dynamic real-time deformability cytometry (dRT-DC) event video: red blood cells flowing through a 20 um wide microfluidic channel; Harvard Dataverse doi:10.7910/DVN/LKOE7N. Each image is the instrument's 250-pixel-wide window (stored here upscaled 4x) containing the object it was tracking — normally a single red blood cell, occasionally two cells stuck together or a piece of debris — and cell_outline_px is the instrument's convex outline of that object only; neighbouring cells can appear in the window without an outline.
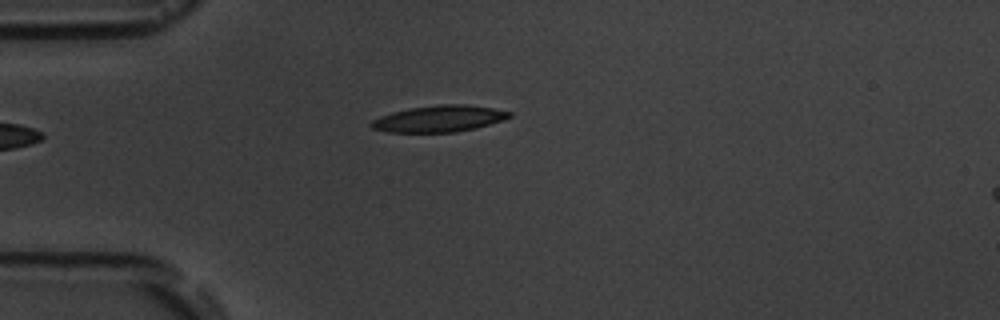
{"species": "common noctule bat (a hibernating species)", "species_latin": "Nyctalus noctula", "temperature_condition": "room temperature", "stored_images_in_passage": 5, "camera_frame_rate_fps": 3000, "um_per_image_px": 0.085, "animal": {"sex": "male", "body_mass_g": 19.5, "forearm_length_mm": 54.6}, "frame": {"image": 1, "passage_image": 5, "time_ms": 4.667, "image_size_px": [1000, 320], "cell_outline_px": [[512, 116], [504, 120], [476, 128], [456, 132], [388, 132], [372, 128], [368, 124], [372, 120], [380, 116], [392, 112], [408, 108], [440, 104], [464, 104], [492, 108], [512, 112]], "centroid_in_image_um": [37.32, 10.09], "position_along_channel_um": 47.7, "area_um2": 21.39}}